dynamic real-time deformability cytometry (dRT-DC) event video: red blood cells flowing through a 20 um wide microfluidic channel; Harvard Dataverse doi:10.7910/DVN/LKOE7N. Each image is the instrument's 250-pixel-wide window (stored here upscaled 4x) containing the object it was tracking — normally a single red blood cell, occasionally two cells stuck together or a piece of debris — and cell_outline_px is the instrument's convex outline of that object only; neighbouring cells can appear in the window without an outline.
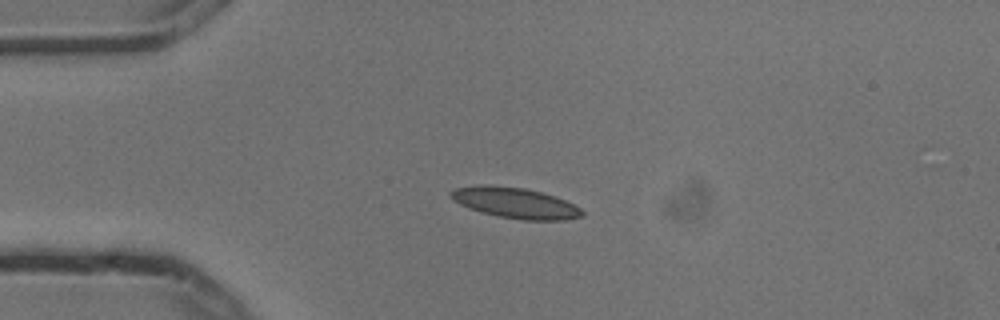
{"species": "common noctule bat (a hibernating species)", "species_latin": "Nyctalus noctula", "temperature_condition": "cold", "stored_images_in_passage": 4, "camera_frame_rate_fps": 3000, "um_per_image_px": 0.085, "animal": {"sex": "male", "body_mass_g": 13.3}, "frame": {"image": 1, "passage_image": 3, "time_ms": 0.667, "image_size_px": [1000, 320], "cell_outline_px": [[584, 216], [564, 220], [524, 220], [496, 216], [480, 212], [468, 208], [452, 200], [448, 192], [456, 188], [480, 184], [484, 184], [524, 188], [540, 192], [564, 200], [580, 208], [584, 212]], "centroid_in_image_um": [43.74, 17.25], "position_along_channel_um": 41.3, "area_um2": 23.47}}